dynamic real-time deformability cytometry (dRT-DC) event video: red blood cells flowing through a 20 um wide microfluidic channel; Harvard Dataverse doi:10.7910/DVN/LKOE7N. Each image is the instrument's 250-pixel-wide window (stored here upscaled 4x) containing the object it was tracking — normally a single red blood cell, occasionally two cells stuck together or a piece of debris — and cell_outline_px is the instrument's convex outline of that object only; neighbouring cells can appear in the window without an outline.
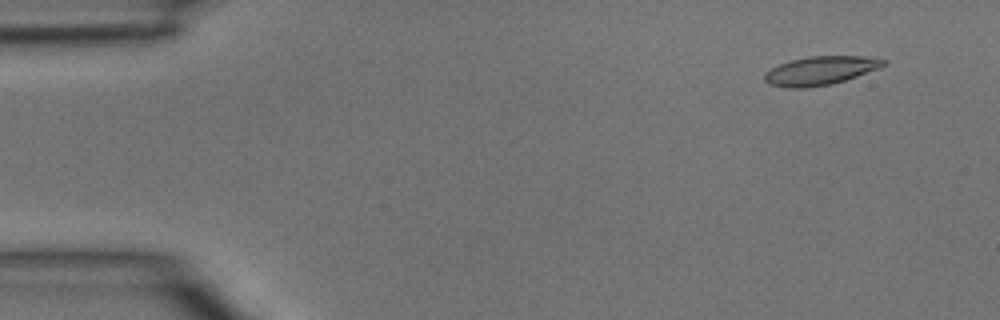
{"species": "common noctule bat (a hibernating species)", "species_latin": "Nyctalus noctula", "temperature_condition": "room temperature", "stored_images_in_passage": 5, "camera_frame_rate_fps": 3000, "um_per_image_px": 0.085, "animal": {"sex": "male", "body_mass_g": 15.6}, "frame": {"image": 1, "passage_image": 1, "time_ms": 0.0, "image_size_px": [1000, 320], "cell_outline_px": [[888, 60], [880, 68], [832, 84], [804, 88], [788, 88], [768, 84], [764, 80], [764, 76], [772, 68], [780, 64], [792, 60], [808, 56], [860, 56]], "centroid_in_image_um": [69.73, 6.01], "position_along_channel_um": 15.3, "area_um2": 19.59}}
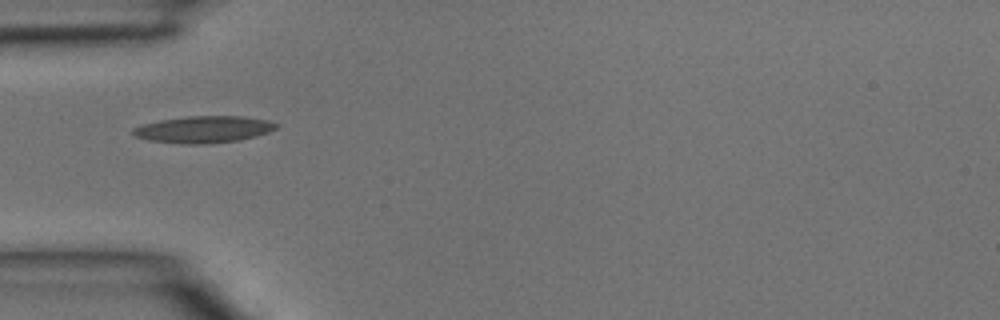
{"frame": {"image": 2, "passage_image": 4, "time_ms": 1.0, "image_size_px": [1000, 320], "cell_outline_px": [[280, 124], [276, 128], [268, 132], [256, 136], [240, 140], [208, 144], [184, 144], [148, 140], [136, 136], [132, 132], [132, 128], [140, 124], [160, 120], [188, 116], [244, 116], [268, 120]], "centroid_in_image_um": [17.32, 11.0], "position_along_channel_um": 67.7, "area_um2": 22.54}}
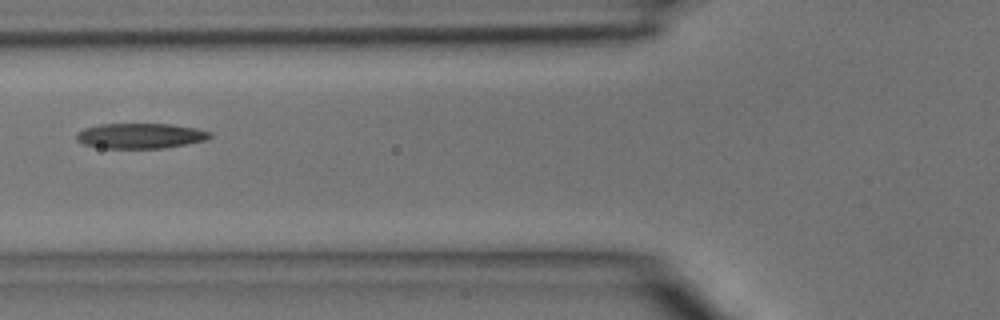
{"frame": {"image": 3, "passage_image": 5, "time_ms": 1.333, "image_size_px": [1000, 320], "cell_outline_px": [[212, 136], [204, 140], [188, 144], [164, 148], [104, 148], [84, 144], [76, 140], [76, 132], [84, 128], [100, 124], [172, 124], [196, 128], [212, 132]], "centroid_in_image_um": [11.93, 11.54], "position_along_channel_um": 113.9, "area_um2": 19.71}}